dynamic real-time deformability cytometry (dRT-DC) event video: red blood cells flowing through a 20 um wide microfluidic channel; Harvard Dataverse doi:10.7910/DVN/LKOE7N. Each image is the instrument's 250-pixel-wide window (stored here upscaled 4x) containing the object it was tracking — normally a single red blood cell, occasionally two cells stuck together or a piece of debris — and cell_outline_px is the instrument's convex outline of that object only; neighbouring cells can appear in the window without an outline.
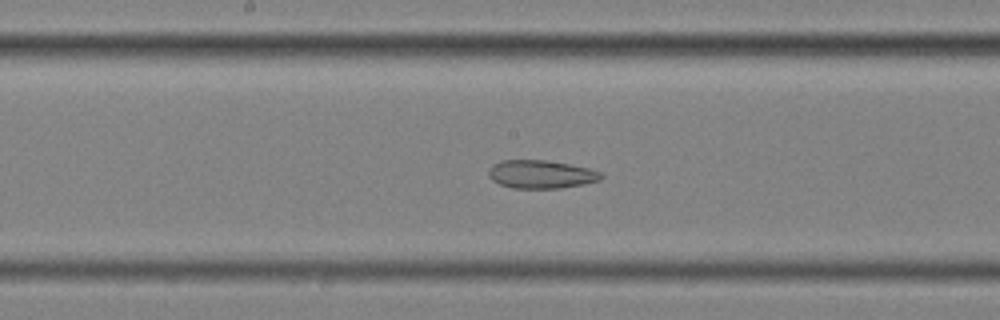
{"species": "common noctule bat (a hibernating species)", "species_latin": "Nyctalus noctula", "temperature_condition": "cold", "stored_images_in_passage": 54, "segment_of_instrument_passage": [2, 2], "camera_frame_rate_fps": 3000, "um_per_image_px": 0.085, "animal": {"sex": "female", "body_mass_g": 25.1}, "frame": {"image": 1, "passage_image": 27, "time_ms": 8.667, "image_size_px": [1000, 320], "cell_outline_px": [[604, 176], [600, 180], [584, 184], [560, 188], [512, 188], [500, 184], [492, 180], [488, 176], [488, 168], [492, 164], [500, 160], [544, 160], [568, 164], [588, 168], [600, 172]], "centroid_in_image_um": [45.95, 14.81], "position_along_channel_um": 202.3, "area_um2": 18.55}}
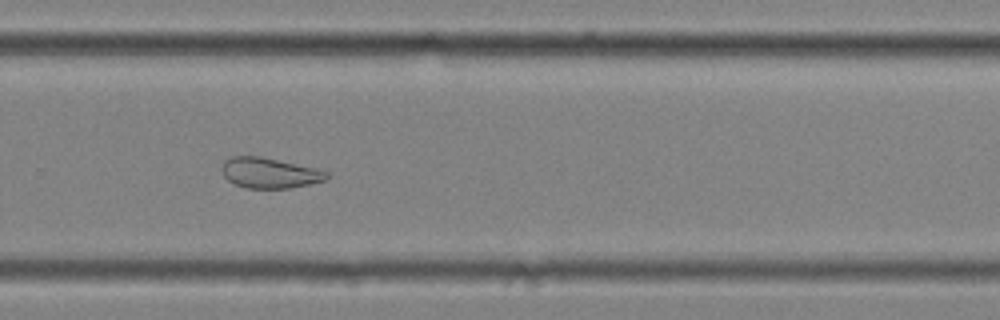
{"frame": {"image": 2, "passage_image": 36, "time_ms": 11.667, "image_size_px": [1000, 320], "cell_outline_px": [[328, 176], [324, 180], [308, 184], [288, 188], [248, 188], [236, 184], [228, 180], [224, 176], [220, 168], [224, 160], [232, 156], [260, 156], [316, 168], [328, 172]], "centroid_in_image_um": [22.87, 14.69], "position_along_channel_um": 306.9, "area_um2": 18.44}}
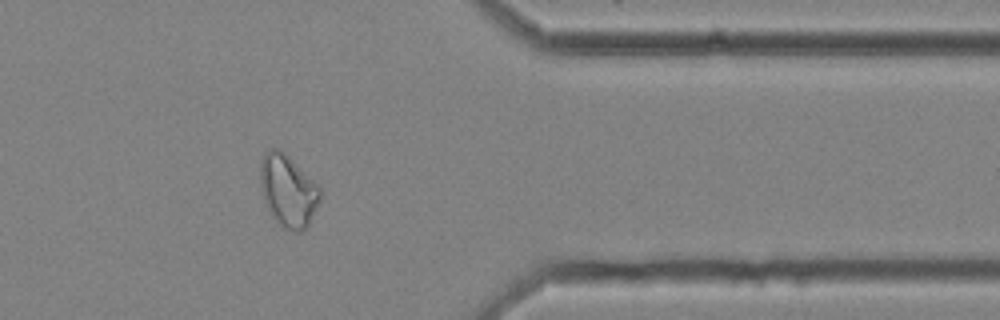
{"frame": {"image": 3, "passage_image": 44, "time_ms": 14.333, "image_size_px": [1000, 320], "cell_outline_px": [[320, 200], [308, 224], [300, 232], [296, 232], [284, 228], [276, 220], [268, 208], [264, 200], [260, 188], [260, 160], [264, 152], [268, 148], [280, 148], [320, 184]], "centroid_in_image_um": [24.48, 16.14], "position_along_channel_um": 386.9, "area_um2": 25.37}}